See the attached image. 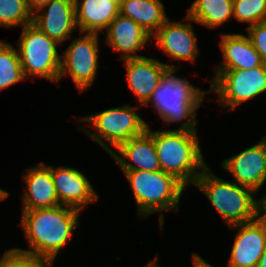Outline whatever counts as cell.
Listing matches in <instances>:
<instances>
[{
	"label": "cell",
	"mask_w": 266,
	"mask_h": 267,
	"mask_svg": "<svg viewBox=\"0 0 266 267\" xmlns=\"http://www.w3.org/2000/svg\"><path fill=\"white\" fill-rule=\"evenodd\" d=\"M21 211L18 226L23 230L28 247L14 248L24 253L55 259L74 239L83 215L80 210L64 205Z\"/></svg>",
	"instance_id": "cell-1"
},
{
	"label": "cell",
	"mask_w": 266,
	"mask_h": 267,
	"mask_svg": "<svg viewBox=\"0 0 266 267\" xmlns=\"http://www.w3.org/2000/svg\"><path fill=\"white\" fill-rule=\"evenodd\" d=\"M177 71L169 69L144 107L151 106L162 120V129L170 130L171 124L181 123L177 130L198 131L197 111L209 98V89H201L186 76H179Z\"/></svg>",
	"instance_id": "cell-2"
},
{
	"label": "cell",
	"mask_w": 266,
	"mask_h": 267,
	"mask_svg": "<svg viewBox=\"0 0 266 267\" xmlns=\"http://www.w3.org/2000/svg\"><path fill=\"white\" fill-rule=\"evenodd\" d=\"M131 192L137 213L136 217L146 220L153 214L158 215L159 231L164 232L166 212L178 214L186 187L174 176L162 170L158 171H122Z\"/></svg>",
	"instance_id": "cell-3"
},
{
	"label": "cell",
	"mask_w": 266,
	"mask_h": 267,
	"mask_svg": "<svg viewBox=\"0 0 266 267\" xmlns=\"http://www.w3.org/2000/svg\"><path fill=\"white\" fill-rule=\"evenodd\" d=\"M198 131L153 129L161 170L174 176L187 189L209 165L204 158Z\"/></svg>",
	"instance_id": "cell-4"
},
{
	"label": "cell",
	"mask_w": 266,
	"mask_h": 267,
	"mask_svg": "<svg viewBox=\"0 0 266 267\" xmlns=\"http://www.w3.org/2000/svg\"><path fill=\"white\" fill-rule=\"evenodd\" d=\"M141 108L143 107L136 104H120V106L106 108L98 113L75 116L74 121H78L75 124L78 130L110 154L121 143L147 130L149 122L145 121L138 112ZM83 123L91 126L94 131Z\"/></svg>",
	"instance_id": "cell-5"
},
{
	"label": "cell",
	"mask_w": 266,
	"mask_h": 267,
	"mask_svg": "<svg viewBox=\"0 0 266 267\" xmlns=\"http://www.w3.org/2000/svg\"><path fill=\"white\" fill-rule=\"evenodd\" d=\"M193 187L208 199L227 227L256 219V192L216 175L208 165Z\"/></svg>",
	"instance_id": "cell-6"
},
{
	"label": "cell",
	"mask_w": 266,
	"mask_h": 267,
	"mask_svg": "<svg viewBox=\"0 0 266 267\" xmlns=\"http://www.w3.org/2000/svg\"><path fill=\"white\" fill-rule=\"evenodd\" d=\"M209 80V93L216 94L212 102L219 103L224 112H233L247 101L266 94V64L251 69H215Z\"/></svg>",
	"instance_id": "cell-7"
},
{
	"label": "cell",
	"mask_w": 266,
	"mask_h": 267,
	"mask_svg": "<svg viewBox=\"0 0 266 267\" xmlns=\"http://www.w3.org/2000/svg\"><path fill=\"white\" fill-rule=\"evenodd\" d=\"M15 44L27 80L31 78V81H35L37 77L58 85L61 65V54L58 48L61 44L41 32L32 23L22 27Z\"/></svg>",
	"instance_id": "cell-8"
},
{
	"label": "cell",
	"mask_w": 266,
	"mask_h": 267,
	"mask_svg": "<svg viewBox=\"0 0 266 267\" xmlns=\"http://www.w3.org/2000/svg\"><path fill=\"white\" fill-rule=\"evenodd\" d=\"M100 38L97 33L80 32L79 36L69 39L71 42L61 52L58 85L65 76L71 78L75 89L81 94L94 85L100 68Z\"/></svg>",
	"instance_id": "cell-9"
},
{
	"label": "cell",
	"mask_w": 266,
	"mask_h": 267,
	"mask_svg": "<svg viewBox=\"0 0 266 267\" xmlns=\"http://www.w3.org/2000/svg\"><path fill=\"white\" fill-rule=\"evenodd\" d=\"M182 21H175L170 18L151 37V45L161 50L171 60L170 64L165 63L169 69L180 70V67L173 65V61H187L196 64L201 54L198 46V36L195 33L193 23L196 22L185 15Z\"/></svg>",
	"instance_id": "cell-10"
},
{
	"label": "cell",
	"mask_w": 266,
	"mask_h": 267,
	"mask_svg": "<svg viewBox=\"0 0 266 267\" xmlns=\"http://www.w3.org/2000/svg\"><path fill=\"white\" fill-rule=\"evenodd\" d=\"M221 169L232 176L234 182L253 189L256 195L266 186V135L255 144L222 159Z\"/></svg>",
	"instance_id": "cell-11"
},
{
	"label": "cell",
	"mask_w": 266,
	"mask_h": 267,
	"mask_svg": "<svg viewBox=\"0 0 266 267\" xmlns=\"http://www.w3.org/2000/svg\"><path fill=\"white\" fill-rule=\"evenodd\" d=\"M60 205L80 210L83 213L88 207L101 198L91 180L80 169L67 165H48ZM87 206V207H86Z\"/></svg>",
	"instance_id": "cell-12"
},
{
	"label": "cell",
	"mask_w": 266,
	"mask_h": 267,
	"mask_svg": "<svg viewBox=\"0 0 266 267\" xmlns=\"http://www.w3.org/2000/svg\"><path fill=\"white\" fill-rule=\"evenodd\" d=\"M235 233L226 267H257L266 247V225L254 219L228 227Z\"/></svg>",
	"instance_id": "cell-13"
},
{
	"label": "cell",
	"mask_w": 266,
	"mask_h": 267,
	"mask_svg": "<svg viewBox=\"0 0 266 267\" xmlns=\"http://www.w3.org/2000/svg\"><path fill=\"white\" fill-rule=\"evenodd\" d=\"M127 88L134 94L137 105L144 107L159 86L160 80L169 71V67L158 58L151 56L124 59Z\"/></svg>",
	"instance_id": "cell-14"
},
{
	"label": "cell",
	"mask_w": 266,
	"mask_h": 267,
	"mask_svg": "<svg viewBox=\"0 0 266 267\" xmlns=\"http://www.w3.org/2000/svg\"><path fill=\"white\" fill-rule=\"evenodd\" d=\"M32 24L64 45L76 31L75 0H50L33 13Z\"/></svg>",
	"instance_id": "cell-15"
},
{
	"label": "cell",
	"mask_w": 266,
	"mask_h": 267,
	"mask_svg": "<svg viewBox=\"0 0 266 267\" xmlns=\"http://www.w3.org/2000/svg\"><path fill=\"white\" fill-rule=\"evenodd\" d=\"M102 34H105L104 44L110 46L112 52L120 54L119 60L145 56L140 51L147 49L151 42V36L141 26L121 14Z\"/></svg>",
	"instance_id": "cell-16"
},
{
	"label": "cell",
	"mask_w": 266,
	"mask_h": 267,
	"mask_svg": "<svg viewBox=\"0 0 266 267\" xmlns=\"http://www.w3.org/2000/svg\"><path fill=\"white\" fill-rule=\"evenodd\" d=\"M153 124L136 137L121 143L109 155L114 159L121 171H158L161 170L154 139Z\"/></svg>",
	"instance_id": "cell-17"
},
{
	"label": "cell",
	"mask_w": 266,
	"mask_h": 267,
	"mask_svg": "<svg viewBox=\"0 0 266 267\" xmlns=\"http://www.w3.org/2000/svg\"><path fill=\"white\" fill-rule=\"evenodd\" d=\"M24 182L21 210L57 207L60 205L50 168L45 161L26 167L22 172Z\"/></svg>",
	"instance_id": "cell-18"
},
{
	"label": "cell",
	"mask_w": 266,
	"mask_h": 267,
	"mask_svg": "<svg viewBox=\"0 0 266 267\" xmlns=\"http://www.w3.org/2000/svg\"><path fill=\"white\" fill-rule=\"evenodd\" d=\"M219 48L222 60L215 69H251L263 64L257 50L244 33H220Z\"/></svg>",
	"instance_id": "cell-19"
},
{
	"label": "cell",
	"mask_w": 266,
	"mask_h": 267,
	"mask_svg": "<svg viewBox=\"0 0 266 267\" xmlns=\"http://www.w3.org/2000/svg\"><path fill=\"white\" fill-rule=\"evenodd\" d=\"M118 0H75L76 25L79 33L102 34L118 16Z\"/></svg>",
	"instance_id": "cell-20"
},
{
	"label": "cell",
	"mask_w": 266,
	"mask_h": 267,
	"mask_svg": "<svg viewBox=\"0 0 266 267\" xmlns=\"http://www.w3.org/2000/svg\"><path fill=\"white\" fill-rule=\"evenodd\" d=\"M162 0H121L119 13L132 19L151 37L169 19Z\"/></svg>",
	"instance_id": "cell-21"
},
{
	"label": "cell",
	"mask_w": 266,
	"mask_h": 267,
	"mask_svg": "<svg viewBox=\"0 0 266 267\" xmlns=\"http://www.w3.org/2000/svg\"><path fill=\"white\" fill-rule=\"evenodd\" d=\"M186 12L199 26L218 30L233 20V0H193Z\"/></svg>",
	"instance_id": "cell-22"
},
{
	"label": "cell",
	"mask_w": 266,
	"mask_h": 267,
	"mask_svg": "<svg viewBox=\"0 0 266 267\" xmlns=\"http://www.w3.org/2000/svg\"><path fill=\"white\" fill-rule=\"evenodd\" d=\"M25 80L17 48L0 39V92Z\"/></svg>",
	"instance_id": "cell-23"
},
{
	"label": "cell",
	"mask_w": 266,
	"mask_h": 267,
	"mask_svg": "<svg viewBox=\"0 0 266 267\" xmlns=\"http://www.w3.org/2000/svg\"><path fill=\"white\" fill-rule=\"evenodd\" d=\"M32 20L33 13L26 0H0V27L22 28Z\"/></svg>",
	"instance_id": "cell-24"
},
{
	"label": "cell",
	"mask_w": 266,
	"mask_h": 267,
	"mask_svg": "<svg viewBox=\"0 0 266 267\" xmlns=\"http://www.w3.org/2000/svg\"><path fill=\"white\" fill-rule=\"evenodd\" d=\"M233 19L245 28L266 22V0H233Z\"/></svg>",
	"instance_id": "cell-25"
},
{
	"label": "cell",
	"mask_w": 266,
	"mask_h": 267,
	"mask_svg": "<svg viewBox=\"0 0 266 267\" xmlns=\"http://www.w3.org/2000/svg\"><path fill=\"white\" fill-rule=\"evenodd\" d=\"M245 30L251 44L259 53L263 64H266V22L257 23Z\"/></svg>",
	"instance_id": "cell-26"
},
{
	"label": "cell",
	"mask_w": 266,
	"mask_h": 267,
	"mask_svg": "<svg viewBox=\"0 0 266 267\" xmlns=\"http://www.w3.org/2000/svg\"><path fill=\"white\" fill-rule=\"evenodd\" d=\"M56 259L20 251V267H54Z\"/></svg>",
	"instance_id": "cell-27"
},
{
	"label": "cell",
	"mask_w": 266,
	"mask_h": 267,
	"mask_svg": "<svg viewBox=\"0 0 266 267\" xmlns=\"http://www.w3.org/2000/svg\"><path fill=\"white\" fill-rule=\"evenodd\" d=\"M0 267H20V251L10 248L0 259Z\"/></svg>",
	"instance_id": "cell-28"
},
{
	"label": "cell",
	"mask_w": 266,
	"mask_h": 267,
	"mask_svg": "<svg viewBox=\"0 0 266 267\" xmlns=\"http://www.w3.org/2000/svg\"><path fill=\"white\" fill-rule=\"evenodd\" d=\"M256 197V219L266 225V193Z\"/></svg>",
	"instance_id": "cell-29"
},
{
	"label": "cell",
	"mask_w": 266,
	"mask_h": 267,
	"mask_svg": "<svg viewBox=\"0 0 266 267\" xmlns=\"http://www.w3.org/2000/svg\"><path fill=\"white\" fill-rule=\"evenodd\" d=\"M191 259L192 267H215L203 257H201L198 253L191 252Z\"/></svg>",
	"instance_id": "cell-30"
},
{
	"label": "cell",
	"mask_w": 266,
	"mask_h": 267,
	"mask_svg": "<svg viewBox=\"0 0 266 267\" xmlns=\"http://www.w3.org/2000/svg\"><path fill=\"white\" fill-rule=\"evenodd\" d=\"M29 9L34 13L36 10H38L43 5L47 4L50 0H26Z\"/></svg>",
	"instance_id": "cell-31"
},
{
	"label": "cell",
	"mask_w": 266,
	"mask_h": 267,
	"mask_svg": "<svg viewBox=\"0 0 266 267\" xmlns=\"http://www.w3.org/2000/svg\"><path fill=\"white\" fill-rule=\"evenodd\" d=\"M143 267H162L159 263V253H157L153 259H149Z\"/></svg>",
	"instance_id": "cell-32"
},
{
	"label": "cell",
	"mask_w": 266,
	"mask_h": 267,
	"mask_svg": "<svg viewBox=\"0 0 266 267\" xmlns=\"http://www.w3.org/2000/svg\"><path fill=\"white\" fill-rule=\"evenodd\" d=\"M257 267H266V247H265V250L260 257V260L258 262Z\"/></svg>",
	"instance_id": "cell-33"
},
{
	"label": "cell",
	"mask_w": 266,
	"mask_h": 267,
	"mask_svg": "<svg viewBox=\"0 0 266 267\" xmlns=\"http://www.w3.org/2000/svg\"><path fill=\"white\" fill-rule=\"evenodd\" d=\"M10 196V192L0 188V201H5Z\"/></svg>",
	"instance_id": "cell-34"
},
{
	"label": "cell",
	"mask_w": 266,
	"mask_h": 267,
	"mask_svg": "<svg viewBox=\"0 0 266 267\" xmlns=\"http://www.w3.org/2000/svg\"><path fill=\"white\" fill-rule=\"evenodd\" d=\"M8 251V249L4 250V253L0 255V259L2 258V256Z\"/></svg>",
	"instance_id": "cell-35"
}]
</instances>
